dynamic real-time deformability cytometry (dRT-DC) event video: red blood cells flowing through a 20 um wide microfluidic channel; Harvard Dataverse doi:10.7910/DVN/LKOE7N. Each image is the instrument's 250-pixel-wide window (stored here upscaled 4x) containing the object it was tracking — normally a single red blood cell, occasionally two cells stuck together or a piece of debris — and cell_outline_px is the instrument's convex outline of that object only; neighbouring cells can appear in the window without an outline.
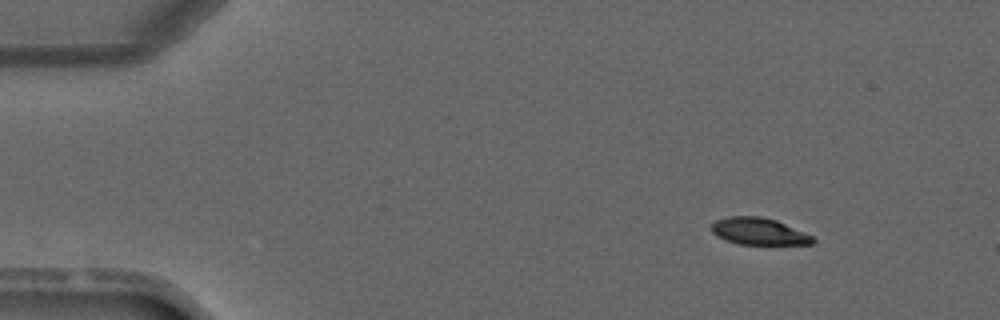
{"species": "common noctule bat (a hibernating species)", "species_latin": "Nyctalus noctula", "temperature_condition": "warm", "stored_images_in_passage": 4, "segment_of_instrument_passage": [1, 2], "camera_frame_rate_fps": 3000, "um_per_image_px": 0.085, "animal": {"sex": "male", "forearm_length_mm": 52.5}, "frame": {"image": 1, "passage_image": 1, "time_ms": 0.0, "image_size_px": [1000, 320], "cell_outline_px": [[816, 240], [812, 244], [740, 244], [724, 240], [716, 236], [712, 232], [712, 224], [716, 220], [728, 216], [760, 216], [776, 220], [804, 232], [812, 236]], "centroid_in_image_um": [64.48, 19.66], "position_along_channel_um": 20.5, "area_um2": 15.84}}